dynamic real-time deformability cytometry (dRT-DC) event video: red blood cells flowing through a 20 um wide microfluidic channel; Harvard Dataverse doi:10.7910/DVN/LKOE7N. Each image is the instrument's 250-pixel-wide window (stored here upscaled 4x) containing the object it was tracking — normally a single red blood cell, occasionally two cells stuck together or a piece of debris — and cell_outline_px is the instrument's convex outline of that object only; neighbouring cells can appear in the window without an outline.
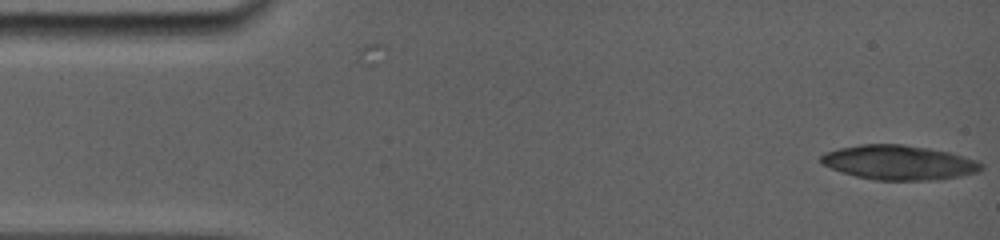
{"species": "common noctule bat (a hibernating species)", "species_latin": "Nyctalus noctula", "temperature_condition": "room temperature", "stored_images_in_passage": 5, "camera_frame_rate_fps": 5000, "um_per_image_px": 0.085, "animal": {"sex": "female", "body_mass_g": 19.0, "forearm_length_mm": 56.7}, "frame": {"image": 1, "passage_image": 1, "time_ms": 0.0, "image_size_px": [1000, 240], "cell_outline_px": [[984, 168], [976, 172], [960, 176], [932, 180], [876, 180], [856, 176], [832, 168], [824, 164], [820, 160], [820, 156], [824, 152], [840, 148], [860, 144], [904, 144], [928, 148], [948, 152], [964, 156], [976, 160], [984, 164]], "centroid_in_image_um": [76.43, 13.81], "position_along_channel_um": 8.6, "area_um2": 32.08}}